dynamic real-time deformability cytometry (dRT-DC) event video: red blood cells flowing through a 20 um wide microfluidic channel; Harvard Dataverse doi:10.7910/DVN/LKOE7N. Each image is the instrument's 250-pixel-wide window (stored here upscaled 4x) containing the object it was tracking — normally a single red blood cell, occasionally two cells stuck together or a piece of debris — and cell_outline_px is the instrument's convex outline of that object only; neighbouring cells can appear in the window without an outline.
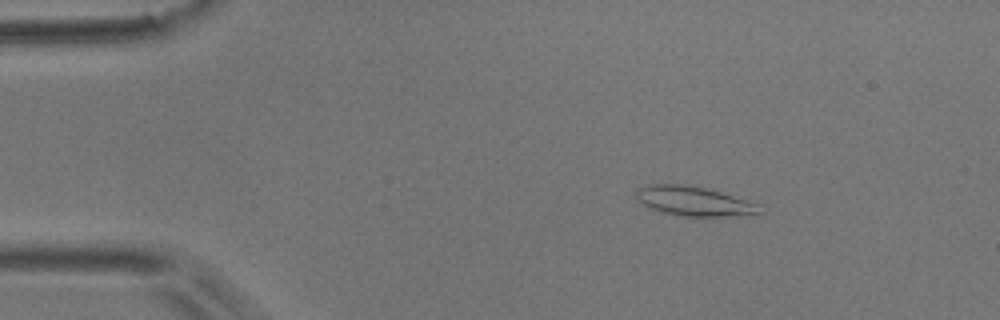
{"species": "common noctule bat (a hibernating species)", "species_latin": "Nyctalus noctula", "temperature_condition": "room temperature", "stored_images_in_passage": 6, "camera_frame_rate_fps": 3000, "um_per_image_px": 0.085, "animal": {"sex": "male", "body_mass_g": 17.9}, "frame": {"image": 1, "passage_image": 3, "time_ms": 2.333, "image_size_px": [1000, 320], "cell_outline_px": [[760, 212], [728, 216], [684, 216], [664, 212], [652, 208], [644, 204], [636, 196], [636, 188], [648, 184], [688, 184], [720, 192], [760, 204]], "centroid_in_image_um": [58.95, 17.07], "position_along_channel_um": 26.1, "area_um2": 20.75}}